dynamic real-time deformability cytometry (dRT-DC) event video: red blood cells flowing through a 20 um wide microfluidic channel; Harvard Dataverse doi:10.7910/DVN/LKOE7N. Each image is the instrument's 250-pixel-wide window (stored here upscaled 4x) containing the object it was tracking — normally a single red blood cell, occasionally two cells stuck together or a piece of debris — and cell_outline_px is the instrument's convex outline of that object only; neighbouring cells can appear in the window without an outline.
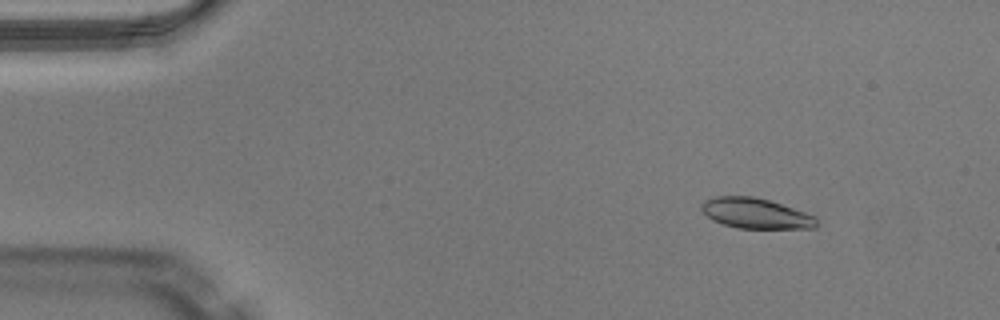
{"species": "Egyptian fruit bat (a non-hibernating species)", "species_latin": "Rousettus aegyptiacus", "temperature_condition": "warm", "stored_images_in_passage": 49, "camera_frame_rate_fps": 3000, "um_per_image_px": 0.085, "animal": {"sex": "male"}, "frame": {"image": 1, "passage_image": 5, "time_ms": 1.333, "image_size_px": [1000, 320], "cell_outline_px": [[816, 228], [736, 228], [712, 220], [700, 208], [700, 204], [704, 200], [716, 196], [752, 196], [768, 200], [816, 216]], "centroid_in_image_um": [64.19, 18.13], "position_along_channel_um": 20.8, "area_um2": 20.17}}
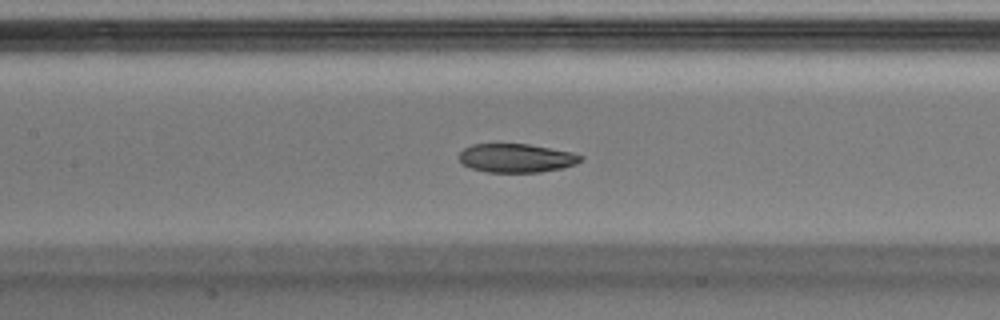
{"frame": {"image": 2, "passage_image": 22, "time_ms": 7.0, "image_size_px": [1000, 320], "cell_outline_px": [[584, 160], [576, 164], [564, 168], [540, 172], [488, 172], [472, 168], [464, 164], [460, 160], [460, 152], [464, 148], [472, 144], [528, 144], [572, 152], [584, 156]], "centroid_in_image_um": [43.95, 13.43], "position_along_channel_um": 163.5, "area_um2": 20.35}}
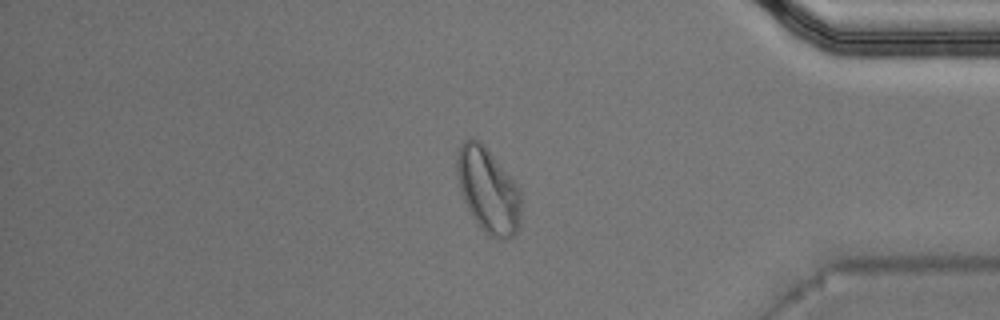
{"frame": {"image": 3, "passage_image": 41, "time_ms": 13.333, "image_size_px": [1000, 320], "cell_outline_px": [[520, 228], [508, 240], [500, 240], [488, 236], [480, 228], [472, 216], [460, 192], [456, 172], [456, 160], [460, 144], [464, 140], [472, 136], [484, 144], [520, 188]], "centroid_in_image_um": [41.48, 16.18], "position_along_channel_um": 393.7, "area_um2": 32.19}, "authors_computed_cell_mechanics": {"area_um2": 21.5016, "velocity_mm_per_s": 4.0323, "shape_relaxation_time_tau1_ms": null, "shape_relaxation_time_tau2_ms": 2.2194, "deformation_change_tau1": null, "deformation_change_tau2": 0.063}}